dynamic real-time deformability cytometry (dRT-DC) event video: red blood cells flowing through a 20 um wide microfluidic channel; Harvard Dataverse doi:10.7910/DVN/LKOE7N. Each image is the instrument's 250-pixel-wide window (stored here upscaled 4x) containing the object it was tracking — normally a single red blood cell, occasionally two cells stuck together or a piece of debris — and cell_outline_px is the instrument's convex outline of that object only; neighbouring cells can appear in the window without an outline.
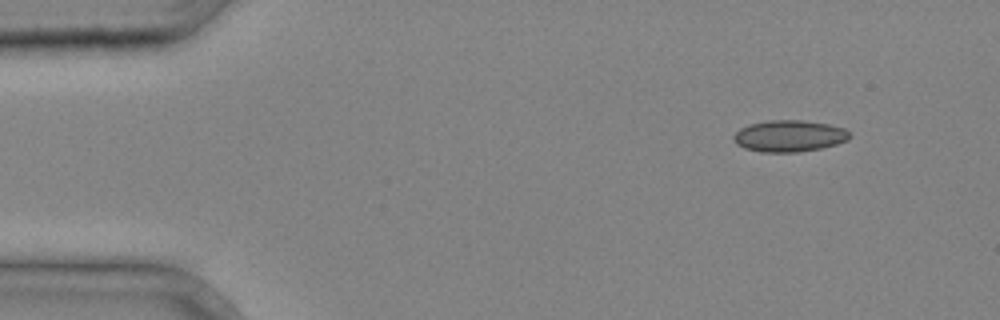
{"species": "common noctule bat (a hibernating species)", "species_latin": "Nyctalus noctula", "temperature_condition": "cold", "stored_images_in_passage": 3, "camera_frame_rate_fps": 3000, "um_per_image_px": 0.085, "animal": {"sex": "male", "body_mass_g": 20.4}, "frame": {"image": 1, "passage_image": 1, "time_ms": 0.0, "image_size_px": [1000, 320], "cell_outline_px": [[852, 136], [848, 140], [836, 144], [820, 148], [800, 152], [760, 152], [744, 148], [736, 144], [732, 136], [740, 128], [748, 124], [768, 120], [804, 120], [828, 124], [844, 128]], "centroid_in_image_um": [67.07, 11.56], "position_along_channel_um": 17.9, "area_um2": 21.5}}
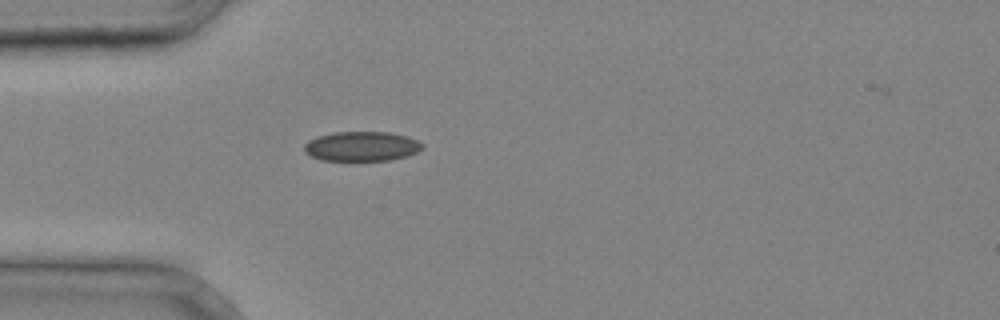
{"frame": {"image": 2, "passage_image": 3, "time_ms": 0.667, "image_size_px": [1000, 320], "cell_outline_px": [[424, 148], [416, 152], [404, 156], [388, 160], [320, 160], [304, 152], [304, 144], [308, 140], [316, 136], [336, 132], [388, 132], [408, 136], [420, 140], [424, 144]], "centroid_in_image_um": [30.75, 12.42], "position_along_channel_um": 54.3, "area_um2": 20.46}}